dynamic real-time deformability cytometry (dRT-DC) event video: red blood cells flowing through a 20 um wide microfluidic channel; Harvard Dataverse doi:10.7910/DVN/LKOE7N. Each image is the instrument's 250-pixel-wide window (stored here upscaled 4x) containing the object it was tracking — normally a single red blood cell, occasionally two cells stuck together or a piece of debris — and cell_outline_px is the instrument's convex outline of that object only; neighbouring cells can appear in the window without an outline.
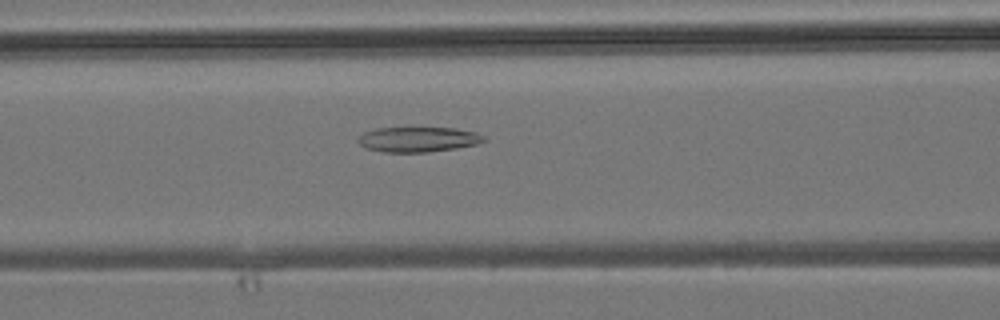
{"species": "common noctule bat (a hibernating species)", "species_latin": "Nyctalus noctula", "temperature_condition": "room temperature", "stored_images_in_passage": 7, "camera_frame_rate_fps": 3000, "um_per_image_px": 0.085, "animal": {"sex": "male", "body_mass_g": 19.2, "forearm_length_mm": 51.8}, "frame": {"image": 1, "passage_image": 7, "time_ms": 7.667, "image_size_px": [1000, 320], "cell_outline_px": [[488, 140], [476, 144], [456, 148], [428, 152], [380, 152], [364, 148], [356, 140], [364, 132], [376, 128], [456, 128], [476, 132], [484, 136]], "centroid_in_image_um": [35.53, 11.85], "position_along_channel_um": 131.1, "area_um2": 18.5}}